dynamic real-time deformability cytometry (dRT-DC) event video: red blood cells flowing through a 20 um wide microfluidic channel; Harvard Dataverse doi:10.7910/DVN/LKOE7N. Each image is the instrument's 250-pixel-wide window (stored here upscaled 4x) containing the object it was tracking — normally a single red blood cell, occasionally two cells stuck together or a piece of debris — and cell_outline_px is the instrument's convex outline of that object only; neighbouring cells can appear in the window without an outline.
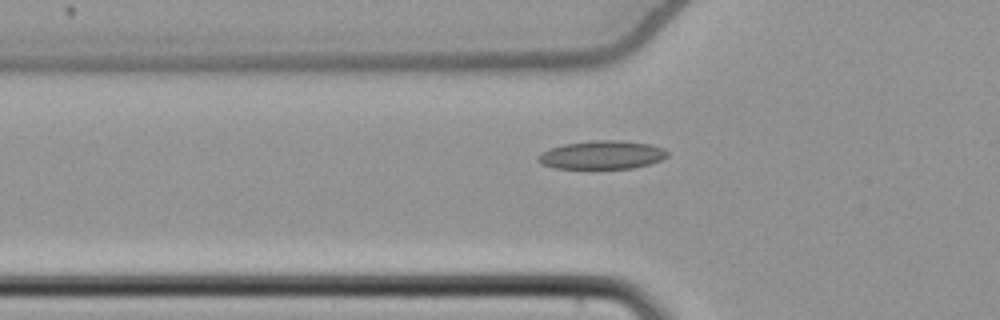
{"species": "common noctule bat (a hibernating species)", "species_latin": "Nyctalus noctula", "temperature_condition": "cold", "stored_images_in_passage": 41, "camera_frame_rate_fps": 3000, "um_per_image_px": 0.085, "animal": {"sex": "female", "body_mass_g": 22.7, "forearm_length_mm": 54.2}, "frame": {"image": 1, "passage_image": 7, "time_ms": 2.0, "image_size_px": [1000, 320], "cell_outline_px": [[668, 156], [660, 160], [648, 164], [632, 168], [556, 168], [540, 164], [536, 160], [536, 156], [540, 152], [548, 148], [564, 144], [596, 140], [620, 140], [652, 144], [664, 148], [668, 152]], "centroid_in_image_um": [51.13, 13.16], "position_along_channel_um": 74.7, "area_um2": 21.56}}
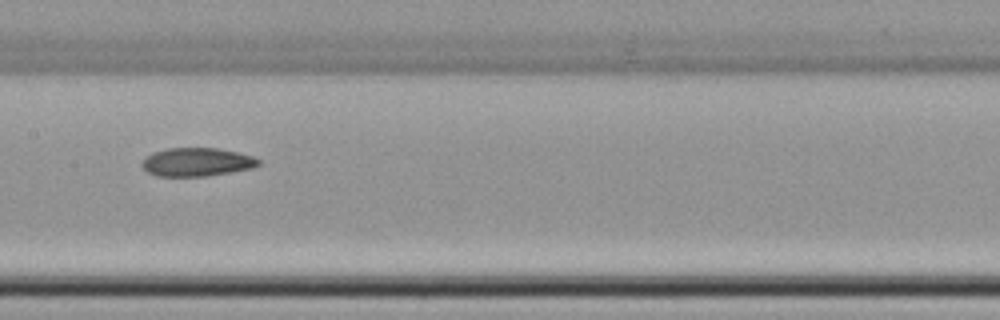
{"frame": {"image": 2, "passage_image": 16, "time_ms": 5.0, "image_size_px": [1000, 320], "cell_outline_px": [[260, 164], [252, 168], [232, 172], [208, 176], [156, 176], [148, 172], [140, 164], [144, 156], [152, 152], [168, 148], [216, 148], [236, 152], [252, 156], [260, 160]], "centroid_in_image_um": [16.69, 13.77], "position_along_channel_um": 190.7, "area_um2": 19.42}}
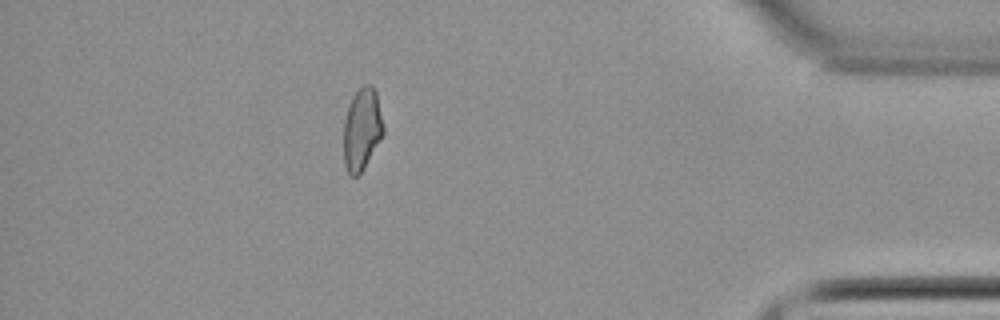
{"frame": {"image": 3, "passage_image": 36, "time_ms": 11.667, "image_size_px": [1000, 320], "cell_outline_px": [[384, 136], [364, 168], [356, 176], [352, 176], [348, 172], [344, 164], [344, 120], [352, 96], [364, 84], [372, 84], [376, 92], [384, 124]], "centroid_in_image_um": [30.79, 10.98], "position_along_channel_um": 404.4, "area_um2": 19.19}}